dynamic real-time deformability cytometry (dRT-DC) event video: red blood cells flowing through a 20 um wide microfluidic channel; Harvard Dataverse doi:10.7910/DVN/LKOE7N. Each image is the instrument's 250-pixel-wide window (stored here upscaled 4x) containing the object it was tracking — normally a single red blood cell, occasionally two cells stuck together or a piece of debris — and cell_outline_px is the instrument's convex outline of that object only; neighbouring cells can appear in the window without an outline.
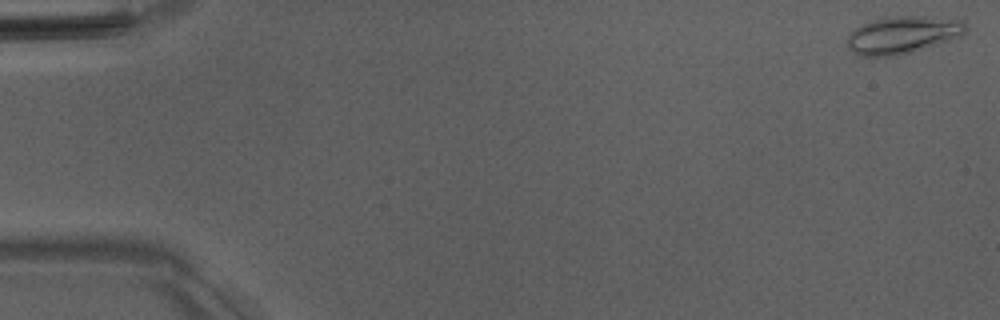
{"species": "Egyptian fruit bat (a non-hibernating species)", "species_latin": "Rousettus aegyptiacus", "temperature_condition": "room temperature", "stored_images_in_passage": 50, "camera_frame_rate_fps": 3000, "um_per_image_px": 0.085, "animal": {"sex": "male"}, "frame": {"image": 1, "passage_image": 1, "time_ms": 0.0, "image_size_px": [1000, 320], "cell_outline_px": [[968, 28], [964, 36], [912, 52], [892, 56], [860, 56], [852, 52], [848, 48], [848, 36], [860, 24], [872, 20], [896, 16], [924, 16], [964, 20]], "centroid_in_image_um": [76.77, 2.96], "position_along_channel_um": 8.2, "area_um2": 26.01}}
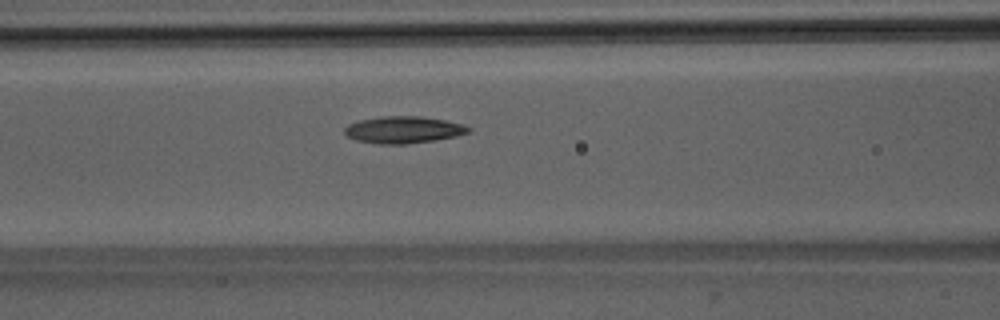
{"frame": {"image": 2, "passage_image": 22, "time_ms": 7.0, "image_size_px": [1000, 320], "cell_outline_px": [[472, 128], [468, 132], [456, 136], [436, 140], [404, 144], [376, 144], [356, 140], [348, 136], [344, 132], [344, 128], [348, 124], [360, 120], [384, 116], [420, 116], [444, 120], [464, 124]], "centroid_in_image_um": [34.29, 11.03], "position_along_channel_um": 132.3, "area_um2": 19.42}}
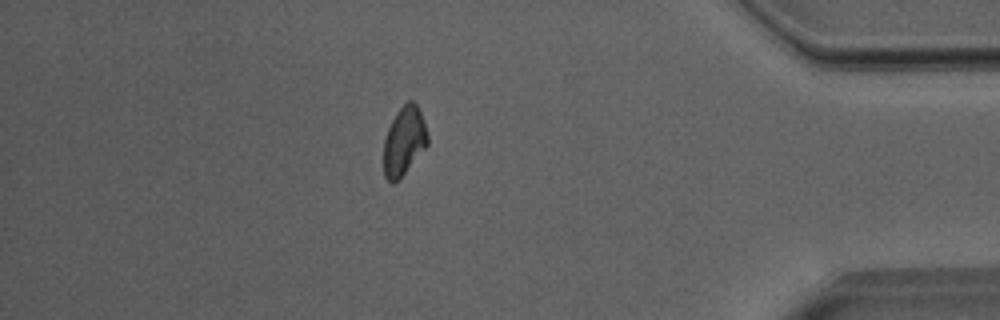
{"frame": {"image": 3, "passage_image": 45, "time_ms": 14.667, "image_size_px": [1000, 320], "cell_outline_px": [[428, 144], [404, 172], [392, 184], [384, 176], [384, 140], [388, 128], [396, 112], [408, 100], [412, 100], [416, 104], [424, 120], [428, 136]], "centroid_in_image_um": [34.34, 11.95], "position_along_channel_um": 400.9, "area_um2": 17.22}, "authors_computed_cell_mechanics": {"area_um2": 18.5249, "velocity_mm_per_s": 3.9964, "shape_relaxation_time_tau1_ms": 6.1266, "shape_relaxation_time_tau2_ms": 5.1631, "deformation_change_tau1": 0.1565, "deformation_change_tau2": 0.1154}}